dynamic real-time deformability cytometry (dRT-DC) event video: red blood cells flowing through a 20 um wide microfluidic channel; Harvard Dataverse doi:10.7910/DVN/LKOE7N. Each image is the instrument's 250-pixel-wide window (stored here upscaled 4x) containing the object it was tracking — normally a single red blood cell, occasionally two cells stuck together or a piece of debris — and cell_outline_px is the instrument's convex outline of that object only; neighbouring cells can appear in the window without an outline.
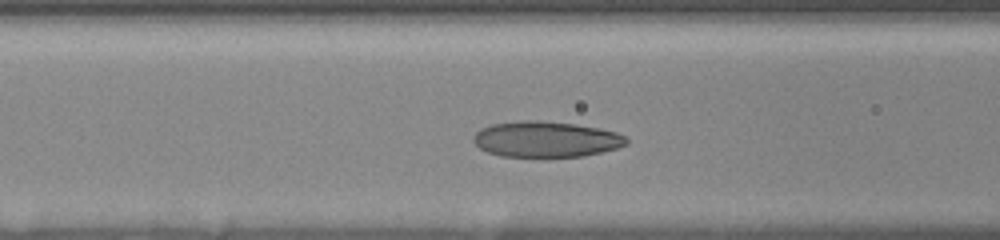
{"species": "human", "species_latin": "Homo sapiens", "temperature_condition": "room temperature", "stored_images_in_passage": 39, "camera_frame_rate_fps": 3000, "um_per_image_px": 0.085, "donor": {"sex": "female"}, "frame": {"image": 1, "passage_image": 7, "time_ms": 3.333, "image_size_px": [1000, 240], "cell_outline_px": [[628, 144], [616, 148], [584, 156], [504, 156], [488, 152], [480, 148], [472, 140], [472, 136], [480, 128], [492, 124], [524, 120], [536, 120], [572, 124], [600, 128], [616, 132], [624, 136], [628, 140]], "centroid_in_image_um": [46.39, 11.83], "position_along_channel_um": 120.2, "area_um2": 31.62}}
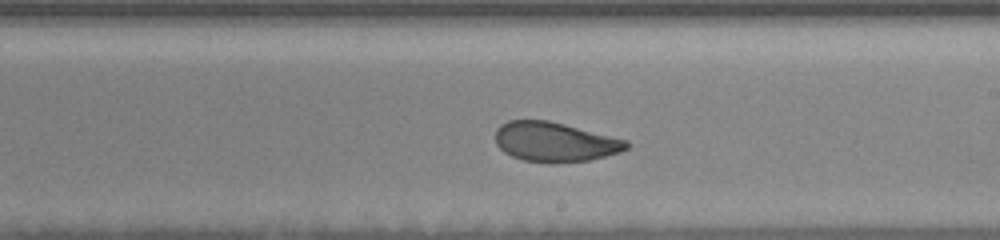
{"frame": {"image": 2, "passage_image": 16, "time_ms": 6.667, "image_size_px": [1000, 240], "cell_outline_px": [[628, 148], [620, 152], [588, 160], [556, 164], [552, 164], [524, 160], [512, 156], [504, 152], [496, 144], [496, 128], [500, 124], [508, 120], [548, 120], [628, 140]], "centroid_in_image_um": [47.14, 12.07], "position_along_channel_um": 241.9, "area_um2": 30.35}}
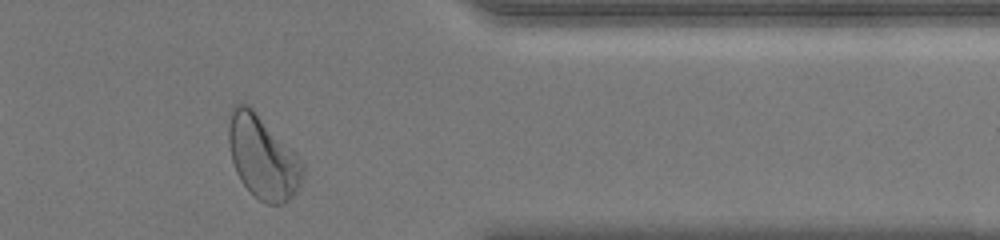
{"frame": {"image": 3, "passage_image": 35, "time_ms": 11.0, "image_size_px": [1000, 240], "cell_outline_px": [[304, 180], [292, 196], [284, 204], [268, 204], [260, 200], [240, 180], [236, 172], [232, 160], [228, 140], [228, 116], [232, 108], [236, 104], [248, 104], [252, 108], [304, 164]], "centroid_in_image_um": [22.31, 13.38], "position_along_channel_um": 389.1, "area_um2": 35.32}, "authors_computed_cell_mechanics": {"area_um2": 31.4432, "velocity_mm_per_s": 3.6492, "shape_relaxation_time_tau1_ms": 4.7417, "shape_relaxation_time_tau2_ms": 1.4892, "deformation_change_tau1": 0.138, "deformation_change_tau2": 0.0671}}